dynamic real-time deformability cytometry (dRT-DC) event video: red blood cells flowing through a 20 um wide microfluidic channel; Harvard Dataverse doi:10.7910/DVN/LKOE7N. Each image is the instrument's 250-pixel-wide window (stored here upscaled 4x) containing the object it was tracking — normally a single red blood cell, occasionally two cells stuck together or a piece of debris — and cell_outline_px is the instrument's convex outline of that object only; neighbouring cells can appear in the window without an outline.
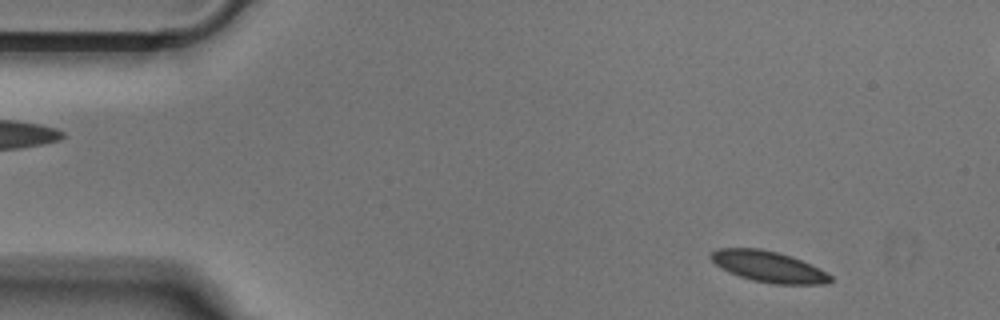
{"species": "Egyptian fruit bat (a non-hibernating species)", "species_latin": "Rousettus aegyptiacus", "temperature_condition": "cold", "stored_images_in_passage": 51, "segment_of_instrument_passage": [1, 2], "camera_frame_rate_fps": 3000, "um_per_image_px": 0.085, "animal": {"sex": "male"}, "frame": {"image": 1, "passage_image": 4, "time_ms": 1.0, "image_size_px": [1000, 320], "cell_outline_px": [[832, 280], [824, 284], [772, 284], [752, 280], [728, 272], [720, 268], [708, 256], [716, 248], [760, 248], [792, 256], [832, 276]], "centroid_in_image_um": [65.26, 22.66], "position_along_channel_um": 19.7, "area_um2": 21.39}}
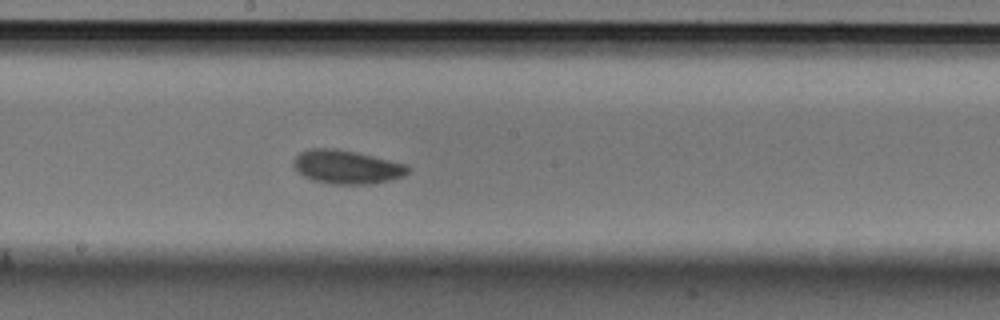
{"frame": {"image": 2, "passage_image": 26, "time_ms": 8.333, "image_size_px": [1000, 320], "cell_outline_px": [[412, 168], [404, 176], [372, 184], [332, 184], [312, 180], [296, 172], [292, 164], [292, 160], [300, 152], [308, 148], [336, 148], [356, 152], [408, 164]], "centroid_in_image_um": [29.45, 14.18], "position_along_channel_um": 218.7, "area_um2": 22.77}}
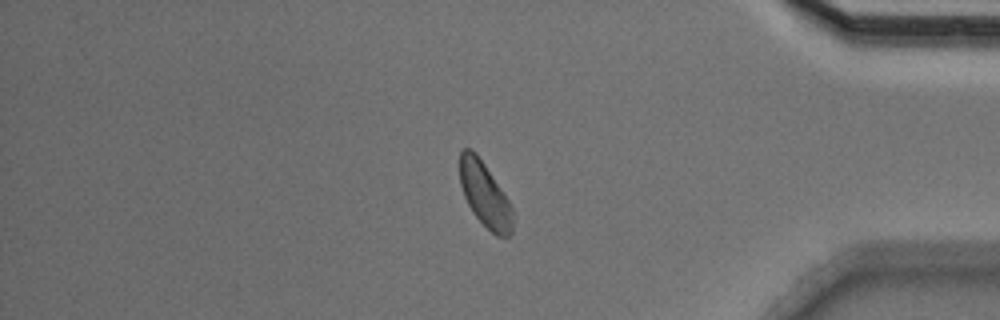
{"frame": {"image": 3, "passage_image": 42, "time_ms": 13.667, "image_size_px": [1000, 320], "cell_outline_px": [[512, 232], [508, 236], [496, 236], [472, 212], [464, 196], [460, 184], [460, 148], [472, 148], [476, 152], [508, 200], [512, 208]], "centroid_in_image_um": [41.18, 16.51], "position_along_channel_um": 394.0, "area_um2": 19.59}}